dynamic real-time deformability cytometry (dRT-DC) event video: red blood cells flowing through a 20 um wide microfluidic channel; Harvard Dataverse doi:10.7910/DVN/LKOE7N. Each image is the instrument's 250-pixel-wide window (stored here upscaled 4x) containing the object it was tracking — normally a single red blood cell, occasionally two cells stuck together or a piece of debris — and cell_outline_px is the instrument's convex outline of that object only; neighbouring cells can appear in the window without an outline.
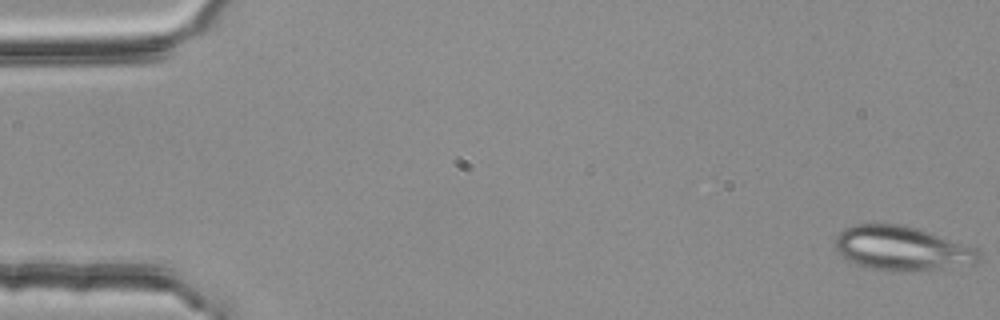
{"species": "common noctule bat (a hibernating species)", "species_latin": "Nyctalus noctula", "temperature_condition": "room temperature", "stored_images_in_passage": 53, "camera_frame_rate_fps": 3000, "um_per_image_px": 0.085, "animal": {"sex": "female", "body_mass_g": 25.1}, "frame": {"image": 1, "passage_image": 1, "time_ms": 0.0, "image_size_px": [1000, 320], "cell_outline_px": [[980, 260], [976, 264], [936, 272], [884, 272], [868, 268], [856, 264], [848, 260], [836, 252], [836, 236], [844, 228], [852, 224], [904, 224], [976, 248], [980, 252]], "centroid_in_image_um": [76.7, 21.17], "position_along_channel_um": 8.3, "area_um2": 38.21}}
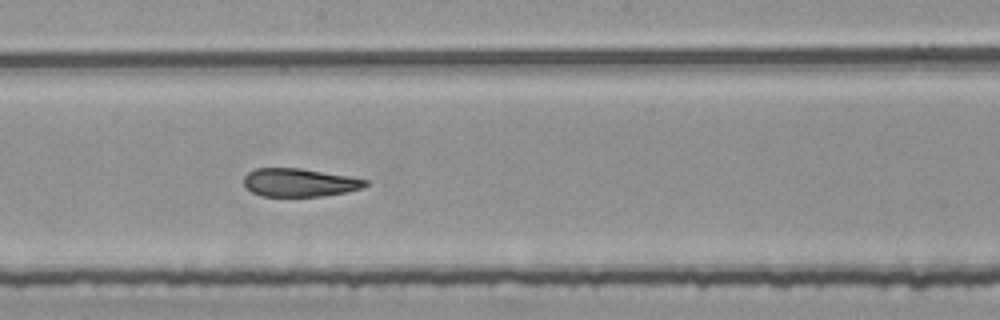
{"frame": {"image": 2, "passage_image": 30, "time_ms": 9.667, "image_size_px": [1000, 320], "cell_outline_px": [[368, 184], [360, 188], [344, 192], [324, 196], [260, 196], [252, 192], [244, 184], [244, 176], [248, 172], [256, 168], [300, 168], [348, 176], [368, 180]], "centroid_in_image_um": [25.42, 15.51], "position_along_channel_um": 222.8, "area_um2": 19.83}}
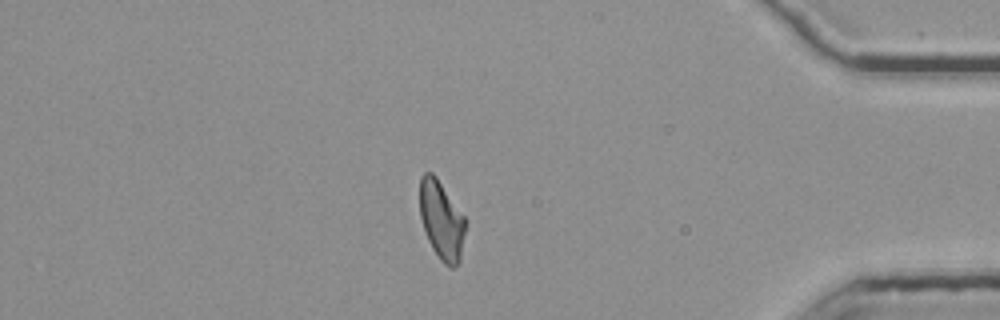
{"frame": {"image": 3, "passage_image": 47, "time_ms": 15.333, "image_size_px": [1000, 320], "cell_outline_px": [[464, 232], [460, 260], [452, 268], [448, 268], [440, 260], [432, 248], [428, 240], [420, 216], [420, 176], [424, 172], [432, 172], [436, 176], [464, 216]], "centroid_in_image_um": [37.5, 18.71], "position_along_channel_um": 397.7, "area_um2": 20.63}, "authors_computed_cell_mechanics": {"area_um2": 21.5016, "velocity_mm_per_s": 3.7621, "shape_relaxation_time_tau1_ms": null, "shape_relaxation_time_tau2_ms": 2.9334, "deformation_change_tau1": null, "deformation_change_tau2": 0.1121}}